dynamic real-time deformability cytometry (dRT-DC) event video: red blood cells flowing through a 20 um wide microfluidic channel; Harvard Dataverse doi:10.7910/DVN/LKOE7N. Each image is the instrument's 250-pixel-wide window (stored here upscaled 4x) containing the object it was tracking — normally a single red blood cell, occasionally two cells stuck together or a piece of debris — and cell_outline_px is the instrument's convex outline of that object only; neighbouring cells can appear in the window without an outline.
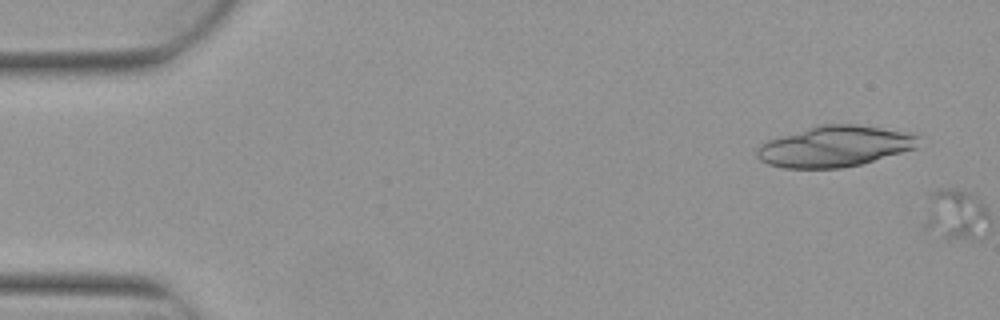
{"species": "Egyptian fruit bat (a non-hibernating species)", "species_latin": "Rousettus aegyptiacus", "temperature_condition": "warm", "stored_images_in_passage": 2, "camera_frame_rate_fps": 3000, "um_per_image_px": 0.085, "animal": {"sex": "female"}, "frame": {"image": 1, "passage_image": 1, "time_ms": 0.0, "image_size_px": [1000, 320], "cell_outline_px": [[920, 136], [916, 148], [860, 164], [840, 168], [784, 168], [768, 164], [760, 160], [756, 156], [756, 148], [768, 140], [824, 124], [852, 124], [880, 128]], "centroid_in_image_um": [70.92, 12.46], "position_along_channel_um": 14.1, "area_um2": 37.69}}